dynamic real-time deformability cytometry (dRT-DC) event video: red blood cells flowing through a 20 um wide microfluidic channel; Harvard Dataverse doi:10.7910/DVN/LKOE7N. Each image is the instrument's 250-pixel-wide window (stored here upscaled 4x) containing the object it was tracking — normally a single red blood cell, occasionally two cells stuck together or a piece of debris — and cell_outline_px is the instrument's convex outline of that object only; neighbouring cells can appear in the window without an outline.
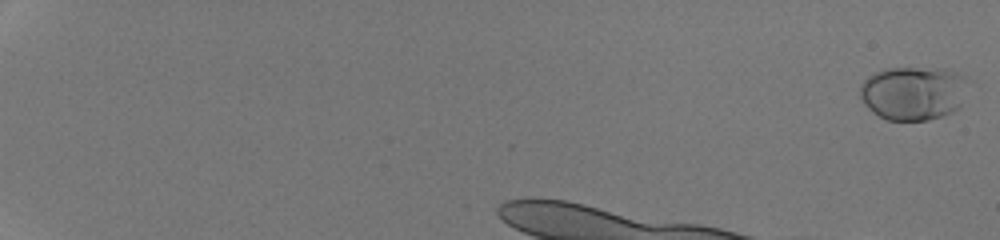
{"species": "human", "species_latin": "Homo sapiens", "temperature_condition": "room temperature", "stored_images_in_passage": 13, "camera_frame_rate_fps": 3000, "um_per_image_px": 0.085, "donor": {"sex": "male"}, "frame": {"image": 1, "passage_image": 1, "time_ms": 0.0, "image_size_px": [1000, 240], "cell_outline_px": [[964, 76], [960, 108], [944, 116], [928, 120], [884, 120], [872, 112], [864, 104], [860, 96], [860, 84], [868, 76], [884, 68], [944, 68], [956, 72]], "centroid_in_image_um": [77.56, 7.92], "position_along_channel_um": 7.4, "area_um2": 33.81}}
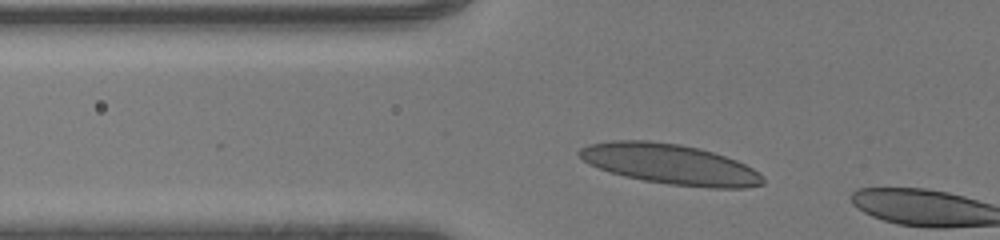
{"frame": {"image": 2, "passage_image": 10, "time_ms": 3.0, "image_size_px": [1000, 240], "cell_outline_px": [[764, 184], [748, 188], [712, 188], [668, 184], [644, 180], [624, 176], [588, 164], [576, 152], [580, 148], [588, 144], [612, 140], [648, 140], [680, 144], [700, 148], [736, 160], [752, 168], [764, 180]], "centroid_in_image_um": [56.94, 13.94], "position_along_channel_um": 68.9, "area_um2": 42.89}}